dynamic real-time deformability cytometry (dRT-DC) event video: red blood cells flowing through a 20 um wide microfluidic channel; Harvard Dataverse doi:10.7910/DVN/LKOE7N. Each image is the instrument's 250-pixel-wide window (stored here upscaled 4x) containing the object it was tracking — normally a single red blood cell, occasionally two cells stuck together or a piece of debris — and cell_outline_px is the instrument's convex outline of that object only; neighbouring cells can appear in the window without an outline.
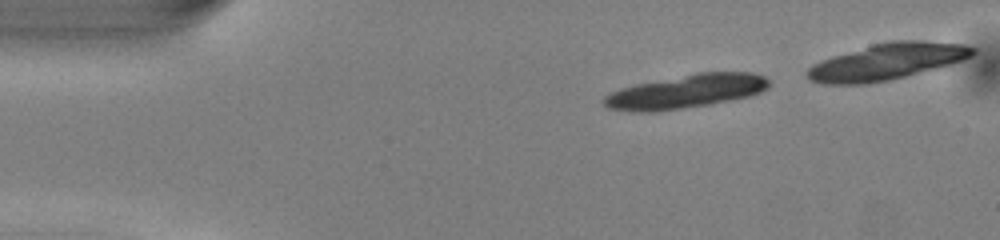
{"species": "common noctule bat (a hibernating species)", "species_latin": "Nyctalus noctula", "temperature_condition": "warm", "stored_images_in_passage": 10, "camera_frame_rate_fps": 3000, "um_per_image_px": 0.085, "animal": {"sex": "male", "body_mass_g": 13.0, "forearm_length_mm": 53.1}, "frame": {"image": 1, "passage_image": 1, "time_ms": 0.0, "image_size_px": [1000, 240], "cell_outline_px": [[768, 88], [760, 92], [748, 96], [708, 104], [656, 112], [632, 112], [608, 108], [604, 104], [604, 96], [620, 88], [636, 84], [696, 72], [752, 72], [764, 76], [768, 80]], "centroid_in_image_um": [58.28, 7.77], "position_along_channel_um": 26.7, "area_um2": 32.19}}